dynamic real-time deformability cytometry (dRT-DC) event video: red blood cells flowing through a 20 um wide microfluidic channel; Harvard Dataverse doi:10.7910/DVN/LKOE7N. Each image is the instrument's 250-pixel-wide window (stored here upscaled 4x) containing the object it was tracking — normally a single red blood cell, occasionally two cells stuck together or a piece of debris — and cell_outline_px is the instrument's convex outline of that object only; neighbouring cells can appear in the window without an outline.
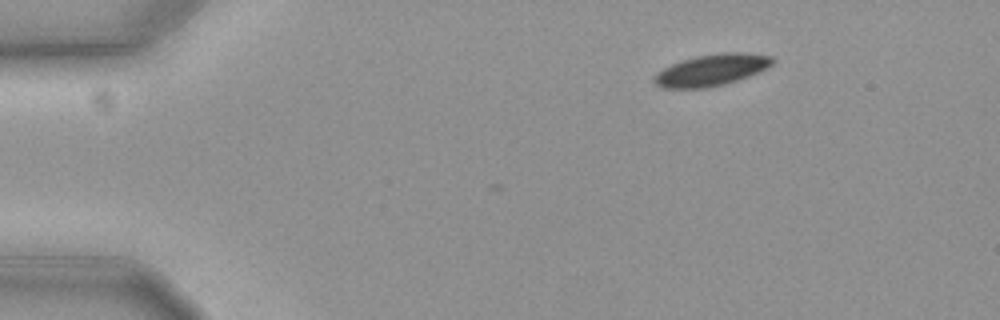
{"species": "common noctule bat (a hibernating species)", "species_latin": "Nyctalus noctula", "temperature_condition": "cold", "stored_images_in_passage": 9, "camera_frame_rate_fps": 3000, "um_per_image_px": 0.085, "animal": {"sex": "female", "body_mass_g": 19.3, "forearm_length_mm": 54.1}, "frame": {"image": 1, "passage_image": 1, "time_ms": 0.0, "image_size_px": [1000, 320], "cell_outline_px": [[776, 60], [768, 68], [748, 76], [724, 84], [708, 88], [660, 88], [652, 80], [652, 76], [656, 72], [672, 64], [696, 56], [720, 52], [748, 52], [772, 56]], "centroid_in_image_um": [60.48, 5.94], "position_along_channel_um": 24.5, "area_um2": 21.96}}